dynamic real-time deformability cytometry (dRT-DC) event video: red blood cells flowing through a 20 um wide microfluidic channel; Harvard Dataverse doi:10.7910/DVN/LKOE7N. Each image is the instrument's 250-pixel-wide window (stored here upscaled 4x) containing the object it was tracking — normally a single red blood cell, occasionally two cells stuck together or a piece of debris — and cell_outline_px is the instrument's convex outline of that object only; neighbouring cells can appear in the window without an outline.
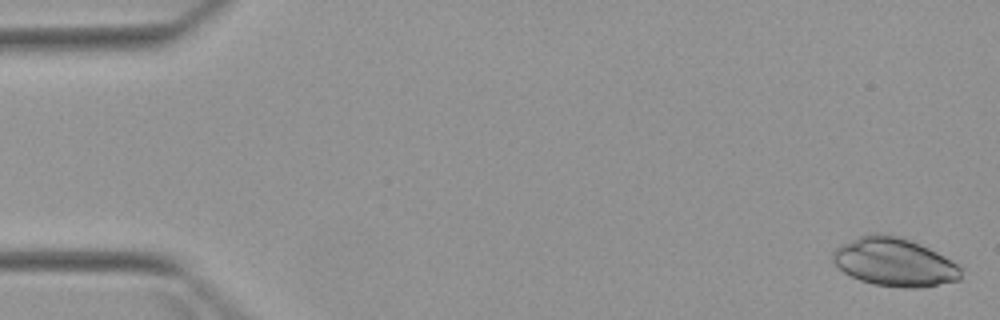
{"species": "Egyptian fruit bat (a non-hibernating species)", "species_latin": "Rousettus aegyptiacus", "temperature_condition": "warm", "stored_images_in_passage": 3, "camera_frame_rate_fps": 3000, "um_per_image_px": 0.085, "animal": {"sex": "female"}, "frame": {"image": 1, "passage_image": 1, "time_ms": 0.0, "image_size_px": [1000, 320], "cell_outline_px": [[964, 268], [960, 280], [920, 288], [904, 288], [872, 284], [860, 280], [844, 272], [832, 260], [832, 252], [840, 244], [860, 236], [876, 232], [896, 236], [920, 244], [944, 256]], "centroid_in_image_um": [76.04, 22.29], "position_along_channel_um": 9.0, "area_um2": 36.13}}